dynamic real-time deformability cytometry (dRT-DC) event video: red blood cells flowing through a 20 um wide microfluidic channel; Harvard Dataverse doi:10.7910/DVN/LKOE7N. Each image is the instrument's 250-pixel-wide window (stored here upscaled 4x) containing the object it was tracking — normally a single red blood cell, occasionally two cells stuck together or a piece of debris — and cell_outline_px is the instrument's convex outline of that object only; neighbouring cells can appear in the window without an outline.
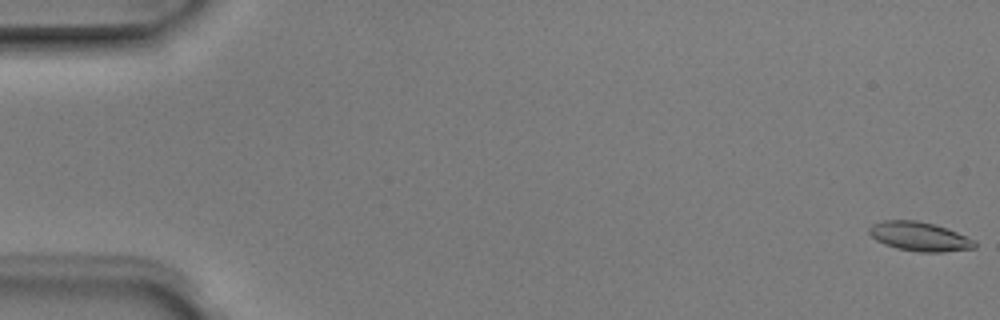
{"species": "Egyptian fruit bat (a non-hibernating species)", "species_latin": "Rousettus aegyptiacus", "temperature_condition": "room temperature", "stored_images_in_passage": 8, "camera_frame_rate_fps": 3000, "um_per_image_px": 0.085, "animal": {"sex": "male"}, "frame": {"image": 1, "passage_image": 1, "time_ms": 0.0, "image_size_px": [1000, 320], "cell_outline_px": [[976, 248], [944, 252], [920, 252], [896, 248], [884, 244], [876, 240], [868, 232], [868, 228], [872, 224], [880, 220], [916, 220], [948, 228], [976, 240]], "centroid_in_image_um": [78.16, 20.1], "position_along_channel_um": 6.8, "area_um2": 18.09}}
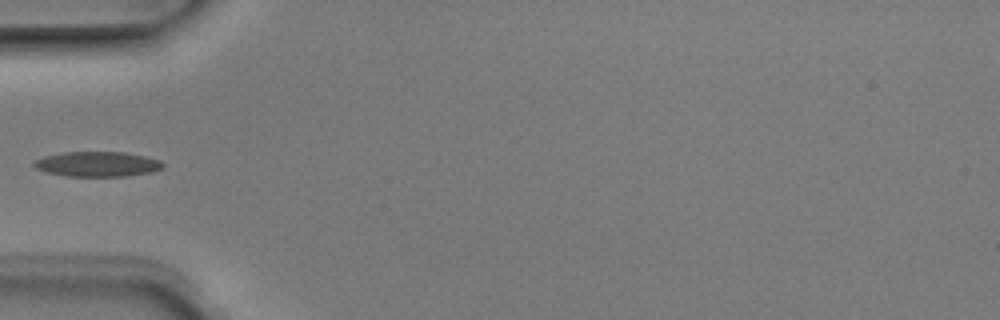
{"frame": {"image": 2, "passage_image": 6, "time_ms": 1.667, "image_size_px": [1000, 320], "cell_outline_px": [[164, 164], [160, 168], [152, 172], [128, 176], [64, 176], [44, 172], [36, 168], [32, 164], [36, 160], [44, 156], [64, 152], [124, 152], [144, 156], [160, 160]], "centroid_in_image_um": [8.25, 13.95], "position_along_channel_um": 76.8, "area_um2": 18.79}}
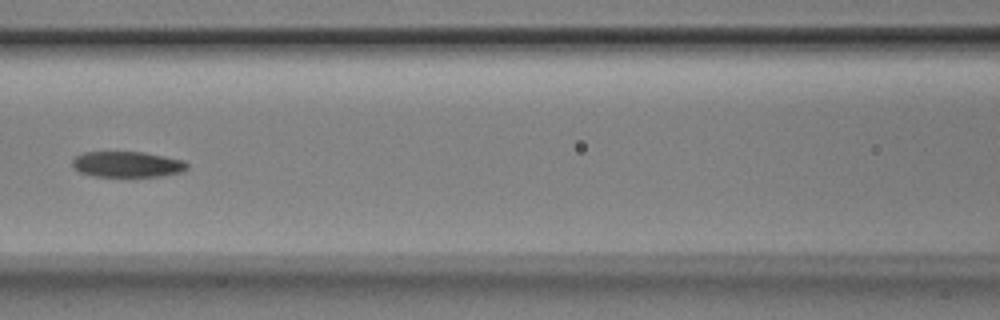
{"frame": {"image": 3, "passage_image": 8, "time_ms": 2.333, "image_size_px": [1000, 320], "cell_outline_px": [[188, 168], [180, 172], [160, 176], [96, 176], [80, 172], [72, 164], [72, 160], [76, 156], [84, 152], [144, 152], [184, 160], [188, 164]], "centroid_in_image_um": [10.83, 13.96], "position_along_channel_um": 155.8, "area_um2": 17.05}}